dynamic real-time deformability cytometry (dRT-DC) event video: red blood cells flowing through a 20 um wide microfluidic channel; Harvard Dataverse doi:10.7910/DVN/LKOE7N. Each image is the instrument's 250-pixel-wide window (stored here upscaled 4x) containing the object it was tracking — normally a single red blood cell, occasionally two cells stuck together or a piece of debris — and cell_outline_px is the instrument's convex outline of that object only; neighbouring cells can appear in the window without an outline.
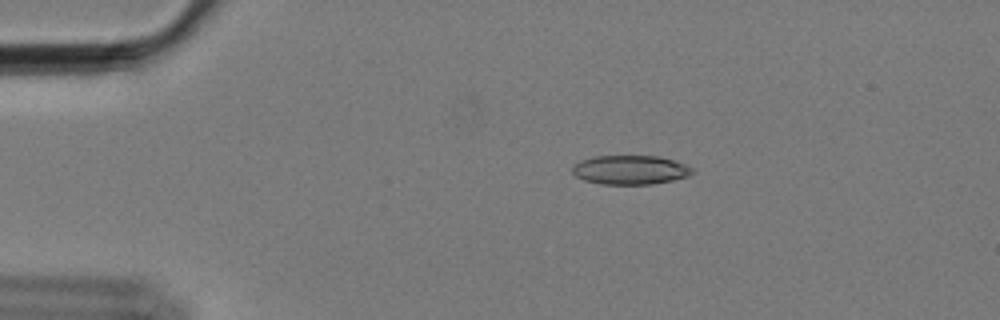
{"species": "Egyptian fruit bat (a non-hibernating species)", "species_latin": "Rousettus aegyptiacus", "temperature_condition": "cold", "stored_images_in_passage": 59, "camera_frame_rate_fps": 3000, "um_per_image_px": 0.085, "animal": {"sex": "female"}, "frame": {"image": 1, "passage_image": 12, "time_ms": 3.667, "image_size_px": [1000, 320], "cell_outline_px": [[692, 172], [688, 176], [672, 180], [652, 184], [600, 184], [584, 180], [576, 176], [572, 172], [572, 168], [580, 160], [592, 156], [656, 156], [672, 160], [684, 164], [692, 168]], "centroid_in_image_um": [53.53, 14.44], "position_along_channel_um": 31.5, "area_um2": 20.17}}
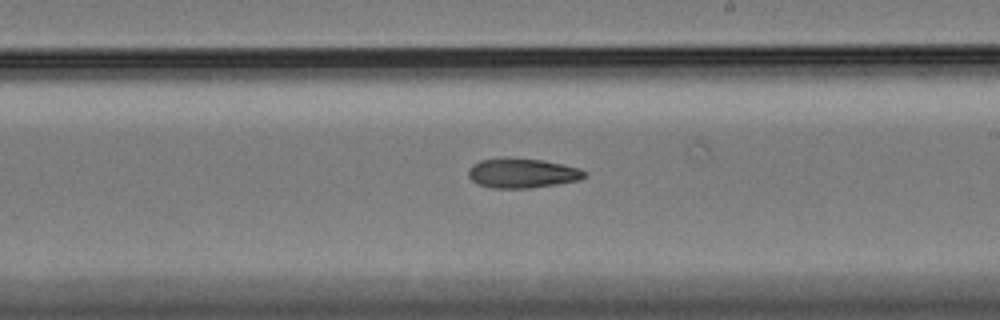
{"frame": {"image": 2, "passage_image": 35, "time_ms": 11.333, "image_size_px": [1000, 320], "cell_outline_px": [[588, 176], [580, 180], [532, 188], [492, 188], [476, 184], [468, 176], [468, 168], [472, 164], [480, 160], [504, 156], [544, 160], [564, 164], [580, 168], [588, 172]], "centroid_in_image_um": [44.39, 14.7], "position_along_channel_um": 244.6, "area_um2": 20.69}}
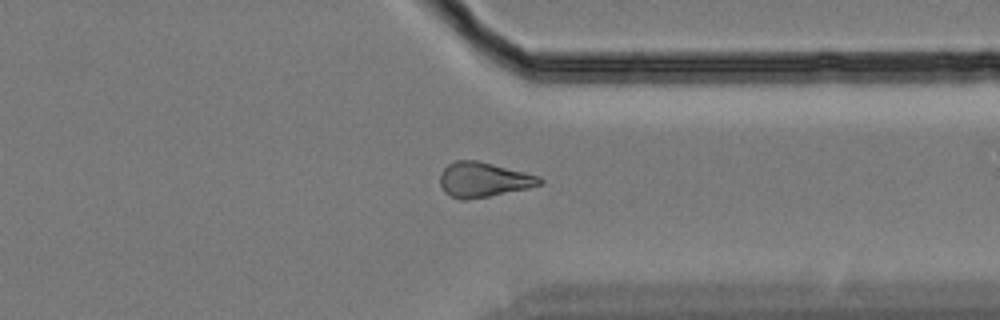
{"frame": {"image": 3, "passage_image": 46, "time_ms": 15.0, "image_size_px": [1000, 320], "cell_outline_px": [[544, 180], [540, 184], [528, 188], [468, 200], [460, 200], [448, 196], [444, 192], [440, 184], [440, 172], [448, 164], [456, 160], [476, 160], [540, 176]], "centroid_in_image_um": [41.05, 15.28], "position_along_channel_um": 370.4, "area_um2": 20.23}}